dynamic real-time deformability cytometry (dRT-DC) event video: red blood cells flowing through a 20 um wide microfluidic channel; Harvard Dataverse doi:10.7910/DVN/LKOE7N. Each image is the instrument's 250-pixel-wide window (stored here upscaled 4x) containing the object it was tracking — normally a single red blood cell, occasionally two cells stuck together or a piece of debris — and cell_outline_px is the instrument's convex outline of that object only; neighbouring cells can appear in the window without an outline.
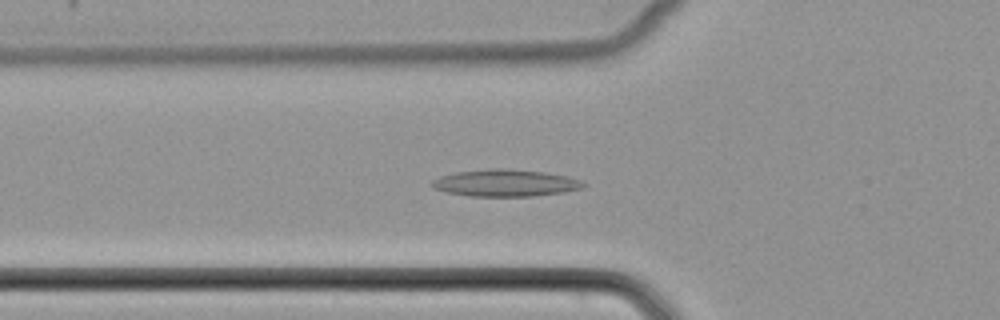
{"species": "common noctule bat (a hibernating species)", "species_latin": "Nyctalus noctula", "temperature_condition": "cold", "stored_images_in_passage": 53, "camera_frame_rate_fps": 3000, "um_per_image_px": 0.085, "animal": {"sex": "female", "body_mass_g": 22.7, "forearm_length_mm": 54.2}, "frame": {"image": 1, "passage_image": 19, "time_ms": 6.0, "image_size_px": [1000, 320], "cell_outline_px": [[588, 184], [580, 188], [564, 192], [532, 196], [468, 196], [448, 192], [432, 188], [432, 180], [440, 176], [456, 172], [488, 168], [508, 168], [544, 172], [568, 176], [580, 180]], "centroid_in_image_um": [42.95, 15.54], "position_along_channel_um": 82.8, "area_um2": 23.87}}
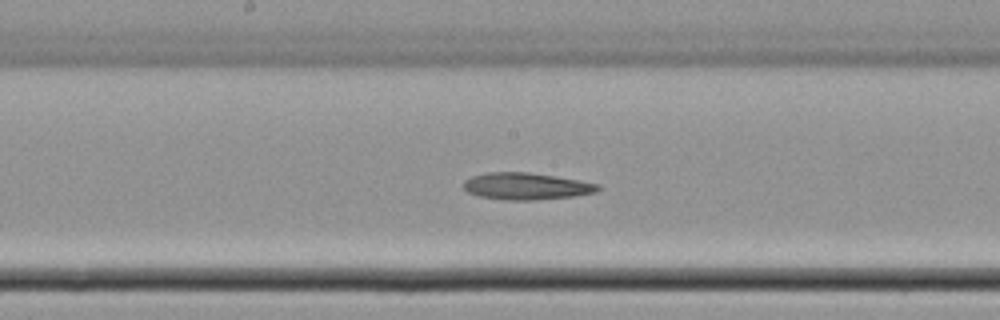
{"frame": {"image": 2, "passage_image": 28, "time_ms": 9.0, "image_size_px": [1000, 320], "cell_outline_px": [[600, 188], [596, 192], [576, 196], [536, 200], [504, 200], [480, 196], [468, 192], [464, 188], [464, 180], [472, 176], [488, 172], [528, 172], [556, 176], [580, 180], [600, 184]], "centroid_in_image_um": [44.76, 15.83], "position_along_channel_um": 203.4, "area_um2": 21.15}}
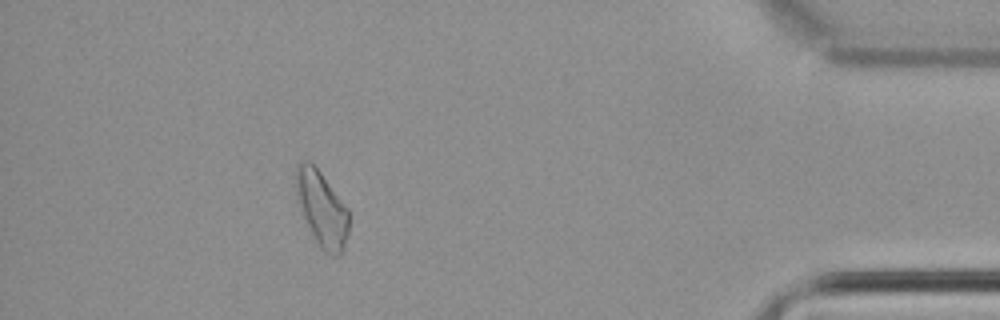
{"frame": {"image": 3, "passage_image": 47, "time_ms": 15.333, "image_size_px": [1000, 320], "cell_outline_px": [[348, 232], [344, 252], [340, 256], [332, 256], [324, 252], [320, 248], [300, 208], [296, 196], [296, 164], [300, 160], [308, 160], [320, 172], [348, 208]], "centroid_in_image_um": [27.37, 17.76], "position_along_channel_um": 407.8, "area_um2": 23.06}}